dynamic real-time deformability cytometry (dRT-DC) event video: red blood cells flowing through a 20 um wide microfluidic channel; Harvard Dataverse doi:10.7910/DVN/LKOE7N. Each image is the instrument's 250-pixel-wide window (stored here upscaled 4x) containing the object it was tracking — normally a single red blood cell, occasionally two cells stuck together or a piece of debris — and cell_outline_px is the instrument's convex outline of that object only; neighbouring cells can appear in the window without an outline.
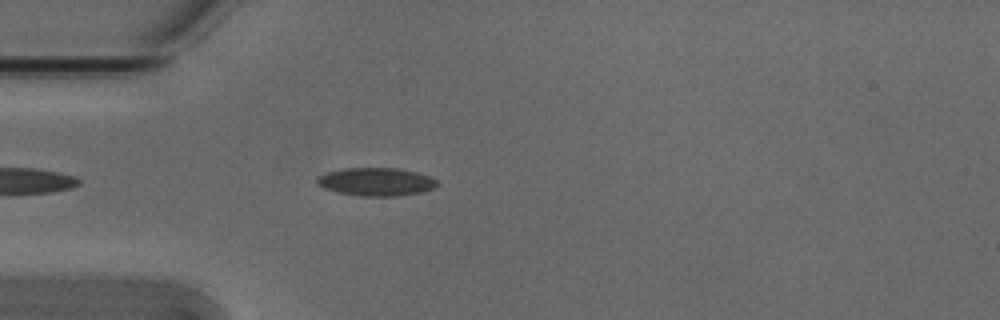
{"species": "Egyptian fruit bat (a non-hibernating species)", "species_latin": "Rousettus aegyptiacus", "temperature_condition": "cold", "stored_images_in_passage": 42, "camera_frame_rate_fps": 3000, "um_per_image_px": 0.085, "animal": {"sex": "male"}, "frame": {"image": 1, "passage_image": 4, "time_ms": 1.0, "image_size_px": [1000, 320], "cell_outline_px": [[440, 184], [432, 188], [420, 192], [396, 196], [360, 196], [336, 192], [324, 188], [316, 184], [316, 180], [320, 176], [328, 172], [344, 168], [396, 168], [416, 172], [428, 176], [436, 180]], "centroid_in_image_um": [31.95, 15.45], "position_along_channel_um": 53.1, "area_um2": 19.54}}
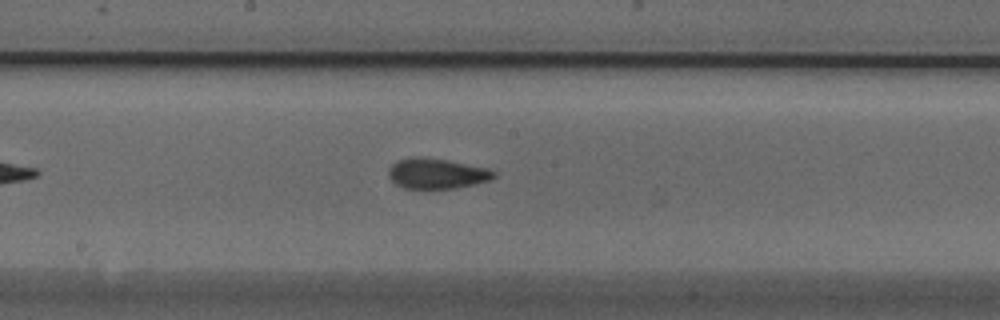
{"frame": {"image": 2, "passage_image": 17, "time_ms": 5.333, "image_size_px": [1000, 320], "cell_outline_px": [[496, 176], [492, 180], [476, 184], [456, 188], [404, 188], [396, 184], [388, 176], [388, 168], [396, 160], [412, 156], [424, 156], [448, 160], [488, 168], [496, 172]], "centroid_in_image_um": [37.13, 14.73], "position_along_channel_um": 211.1, "area_um2": 18.96}}
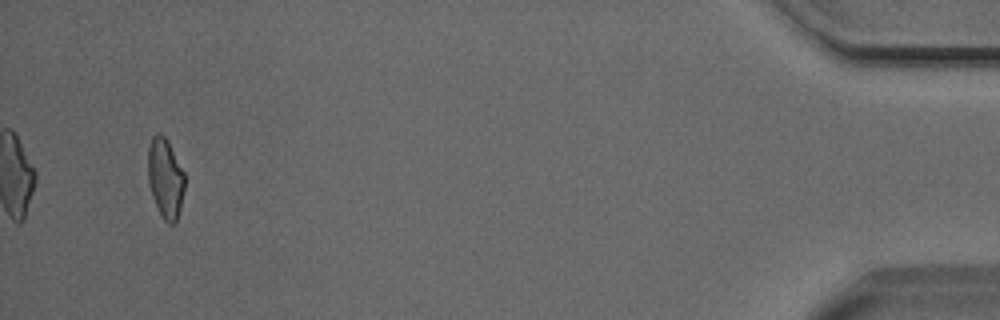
{"frame": {"image": 3, "passage_image": 40, "time_ms": 13.0, "image_size_px": [1000, 320], "cell_outline_px": [[184, 188], [180, 208], [176, 224], [168, 224], [164, 220], [152, 196], [148, 184], [148, 144], [152, 136], [156, 132], [160, 132], [168, 140], [184, 172]], "centroid_in_image_um": [14.04, 15.11], "position_along_channel_um": 421.2, "area_um2": 17.22}, "authors_computed_cell_mechanics": {"area_um2": 18.207, "velocity_mm_per_s": 3.8243, "shape_relaxation_time_tau1_ms": 11.0495, "shape_relaxation_time_tau2_ms": 2.125, "deformation_change_tau1": 0.2343, "deformation_change_tau2": 0.0666}}